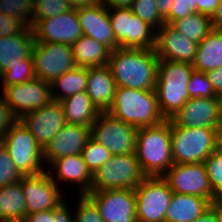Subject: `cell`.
<instances>
[{
  "mask_svg": "<svg viewBox=\"0 0 222 222\" xmlns=\"http://www.w3.org/2000/svg\"><path fill=\"white\" fill-rule=\"evenodd\" d=\"M170 25L182 35L198 44L213 29L210 17L199 12L191 13L184 18L177 19Z\"/></svg>",
  "mask_w": 222,
  "mask_h": 222,
  "instance_id": "obj_31",
  "label": "cell"
},
{
  "mask_svg": "<svg viewBox=\"0 0 222 222\" xmlns=\"http://www.w3.org/2000/svg\"><path fill=\"white\" fill-rule=\"evenodd\" d=\"M135 126L101 112L91 126V137L108 149L112 155L135 152L137 141Z\"/></svg>",
  "mask_w": 222,
  "mask_h": 222,
  "instance_id": "obj_10",
  "label": "cell"
},
{
  "mask_svg": "<svg viewBox=\"0 0 222 222\" xmlns=\"http://www.w3.org/2000/svg\"><path fill=\"white\" fill-rule=\"evenodd\" d=\"M194 222H219V219H218L217 213L215 212L213 207L210 206Z\"/></svg>",
  "mask_w": 222,
  "mask_h": 222,
  "instance_id": "obj_52",
  "label": "cell"
},
{
  "mask_svg": "<svg viewBox=\"0 0 222 222\" xmlns=\"http://www.w3.org/2000/svg\"><path fill=\"white\" fill-rule=\"evenodd\" d=\"M194 70L204 73L222 67V31L212 29L198 44L192 63Z\"/></svg>",
  "mask_w": 222,
  "mask_h": 222,
  "instance_id": "obj_28",
  "label": "cell"
},
{
  "mask_svg": "<svg viewBox=\"0 0 222 222\" xmlns=\"http://www.w3.org/2000/svg\"><path fill=\"white\" fill-rule=\"evenodd\" d=\"M107 113L136 128L155 126L166 120L160 111L155 90L117 86L113 104Z\"/></svg>",
  "mask_w": 222,
  "mask_h": 222,
  "instance_id": "obj_3",
  "label": "cell"
},
{
  "mask_svg": "<svg viewBox=\"0 0 222 222\" xmlns=\"http://www.w3.org/2000/svg\"><path fill=\"white\" fill-rule=\"evenodd\" d=\"M35 42L72 45L82 35L76 9H70L51 18L32 21Z\"/></svg>",
  "mask_w": 222,
  "mask_h": 222,
  "instance_id": "obj_14",
  "label": "cell"
},
{
  "mask_svg": "<svg viewBox=\"0 0 222 222\" xmlns=\"http://www.w3.org/2000/svg\"><path fill=\"white\" fill-rule=\"evenodd\" d=\"M206 75L214 88V92L222 97V67L206 72Z\"/></svg>",
  "mask_w": 222,
  "mask_h": 222,
  "instance_id": "obj_45",
  "label": "cell"
},
{
  "mask_svg": "<svg viewBox=\"0 0 222 222\" xmlns=\"http://www.w3.org/2000/svg\"><path fill=\"white\" fill-rule=\"evenodd\" d=\"M33 11L34 0H0V13L18 19L26 27H32Z\"/></svg>",
  "mask_w": 222,
  "mask_h": 222,
  "instance_id": "obj_34",
  "label": "cell"
},
{
  "mask_svg": "<svg viewBox=\"0 0 222 222\" xmlns=\"http://www.w3.org/2000/svg\"><path fill=\"white\" fill-rule=\"evenodd\" d=\"M162 177L173 193L195 195L210 201L216 198L204 163L173 164Z\"/></svg>",
  "mask_w": 222,
  "mask_h": 222,
  "instance_id": "obj_12",
  "label": "cell"
},
{
  "mask_svg": "<svg viewBox=\"0 0 222 222\" xmlns=\"http://www.w3.org/2000/svg\"><path fill=\"white\" fill-rule=\"evenodd\" d=\"M3 222H25V220H18V221H3Z\"/></svg>",
  "mask_w": 222,
  "mask_h": 222,
  "instance_id": "obj_55",
  "label": "cell"
},
{
  "mask_svg": "<svg viewBox=\"0 0 222 222\" xmlns=\"http://www.w3.org/2000/svg\"><path fill=\"white\" fill-rule=\"evenodd\" d=\"M158 12L160 16L165 20L171 13L172 6L174 5L175 0H156Z\"/></svg>",
  "mask_w": 222,
  "mask_h": 222,
  "instance_id": "obj_49",
  "label": "cell"
},
{
  "mask_svg": "<svg viewBox=\"0 0 222 222\" xmlns=\"http://www.w3.org/2000/svg\"><path fill=\"white\" fill-rule=\"evenodd\" d=\"M17 120L18 118L13 114L9 104L0 94V141Z\"/></svg>",
  "mask_w": 222,
  "mask_h": 222,
  "instance_id": "obj_42",
  "label": "cell"
},
{
  "mask_svg": "<svg viewBox=\"0 0 222 222\" xmlns=\"http://www.w3.org/2000/svg\"><path fill=\"white\" fill-rule=\"evenodd\" d=\"M195 12H197L196 0H175L171 13L165 19V23L171 24L173 21Z\"/></svg>",
  "mask_w": 222,
  "mask_h": 222,
  "instance_id": "obj_41",
  "label": "cell"
},
{
  "mask_svg": "<svg viewBox=\"0 0 222 222\" xmlns=\"http://www.w3.org/2000/svg\"><path fill=\"white\" fill-rule=\"evenodd\" d=\"M171 120L137 129L135 155L147 177L163 176L174 164L171 156Z\"/></svg>",
  "mask_w": 222,
  "mask_h": 222,
  "instance_id": "obj_2",
  "label": "cell"
},
{
  "mask_svg": "<svg viewBox=\"0 0 222 222\" xmlns=\"http://www.w3.org/2000/svg\"><path fill=\"white\" fill-rule=\"evenodd\" d=\"M26 219V199L21 183L0 187V222Z\"/></svg>",
  "mask_w": 222,
  "mask_h": 222,
  "instance_id": "obj_29",
  "label": "cell"
},
{
  "mask_svg": "<svg viewBox=\"0 0 222 222\" xmlns=\"http://www.w3.org/2000/svg\"><path fill=\"white\" fill-rule=\"evenodd\" d=\"M116 82L108 65L88 68L86 93L100 112H107L113 104Z\"/></svg>",
  "mask_w": 222,
  "mask_h": 222,
  "instance_id": "obj_23",
  "label": "cell"
},
{
  "mask_svg": "<svg viewBox=\"0 0 222 222\" xmlns=\"http://www.w3.org/2000/svg\"><path fill=\"white\" fill-rule=\"evenodd\" d=\"M211 206V201L195 195L173 193L165 222H194Z\"/></svg>",
  "mask_w": 222,
  "mask_h": 222,
  "instance_id": "obj_25",
  "label": "cell"
},
{
  "mask_svg": "<svg viewBox=\"0 0 222 222\" xmlns=\"http://www.w3.org/2000/svg\"><path fill=\"white\" fill-rule=\"evenodd\" d=\"M198 43L188 39L170 24L156 30L155 53L159 60L193 63Z\"/></svg>",
  "mask_w": 222,
  "mask_h": 222,
  "instance_id": "obj_19",
  "label": "cell"
},
{
  "mask_svg": "<svg viewBox=\"0 0 222 222\" xmlns=\"http://www.w3.org/2000/svg\"><path fill=\"white\" fill-rule=\"evenodd\" d=\"M19 182L26 199V215L51 210L65 201L62 190L47 171L22 176Z\"/></svg>",
  "mask_w": 222,
  "mask_h": 222,
  "instance_id": "obj_15",
  "label": "cell"
},
{
  "mask_svg": "<svg viewBox=\"0 0 222 222\" xmlns=\"http://www.w3.org/2000/svg\"><path fill=\"white\" fill-rule=\"evenodd\" d=\"M71 9L92 8L101 4V0H67Z\"/></svg>",
  "mask_w": 222,
  "mask_h": 222,
  "instance_id": "obj_48",
  "label": "cell"
},
{
  "mask_svg": "<svg viewBox=\"0 0 222 222\" xmlns=\"http://www.w3.org/2000/svg\"><path fill=\"white\" fill-rule=\"evenodd\" d=\"M218 145L222 146V115H221L220 125L218 129Z\"/></svg>",
  "mask_w": 222,
  "mask_h": 222,
  "instance_id": "obj_54",
  "label": "cell"
},
{
  "mask_svg": "<svg viewBox=\"0 0 222 222\" xmlns=\"http://www.w3.org/2000/svg\"><path fill=\"white\" fill-rule=\"evenodd\" d=\"M137 222H165L173 195L162 177H146L135 189Z\"/></svg>",
  "mask_w": 222,
  "mask_h": 222,
  "instance_id": "obj_9",
  "label": "cell"
},
{
  "mask_svg": "<svg viewBox=\"0 0 222 222\" xmlns=\"http://www.w3.org/2000/svg\"><path fill=\"white\" fill-rule=\"evenodd\" d=\"M75 65L84 68L108 65L111 50L97 40L82 35L72 45Z\"/></svg>",
  "mask_w": 222,
  "mask_h": 222,
  "instance_id": "obj_27",
  "label": "cell"
},
{
  "mask_svg": "<svg viewBox=\"0 0 222 222\" xmlns=\"http://www.w3.org/2000/svg\"><path fill=\"white\" fill-rule=\"evenodd\" d=\"M25 27L18 19L0 13V37L18 34Z\"/></svg>",
  "mask_w": 222,
  "mask_h": 222,
  "instance_id": "obj_43",
  "label": "cell"
},
{
  "mask_svg": "<svg viewBox=\"0 0 222 222\" xmlns=\"http://www.w3.org/2000/svg\"><path fill=\"white\" fill-rule=\"evenodd\" d=\"M25 222H56V218L53 217V209H51L26 215Z\"/></svg>",
  "mask_w": 222,
  "mask_h": 222,
  "instance_id": "obj_46",
  "label": "cell"
},
{
  "mask_svg": "<svg viewBox=\"0 0 222 222\" xmlns=\"http://www.w3.org/2000/svg\"><path fill=\"white\" fill-rule=\"evenodd\" d=\"M1 142L23 176L37 175L45 171L42 165L43 150L19 119L7 130Z\"/></svg>",
  "mask_w": 222,
  "mask_h": 222,
  "instance_id": "obj_7",
  "label": "cell"
},
{
  "mask_svg": "<svg viewBox=\"0 0 222 222\" xmlns=\"http://www.w3.org/2000/svg\"><path fill=\"white\" fill-rule=\"evenodd\" d=\"M187 90L190 98H222L214 92L206 73L193 70Z\"/></svg>",
  "mask_w": 222,
  "mask_h": 222,
  "instance_id": "obj_37",
  "label": "cell"
},
{
  "mask_svg": "<svg viewBox=\"0 0 222 222\" xmlns=\"http://www.w3.org/2000/svg\"><path fill=\"white\" fill-rule=\"evenodd\" d=\"M197 12L205 14L209 17L214 13L216 7L221 3V0H196Z\"/></svg>",
  "mask_w": 222,
  "mask_h": 222,
  "instance_id": "obj_47",
  "label": "cell"
},
{
  "mask_svg": "<svg viewBox=\"0 0 222 222\" xmlns=\"http://www.w3.org/2000/svg\"><path fill=\"white\" fill-rule=\"evenodd\" d=\"M81 156L92 175L104 166L112 157L111 152L90 137L81 152Z\"/></svg>",
  "mask_w": 222,
  "mask_h": 222,
  "instance_id": "obj_32",
  "label": "cell"
},
{
  "mask_svg": "<svg viewBox=\"0 0 222 222\" xmlns=\"http://www.w3.org/2000/svg\"><path fill=\"white\" fill-rule=\"evenodd\" d=\"M68 206L63 201L57 207L53 208V217L56 218V222H75L74 214L71 213Z\"/></svg>",
  "mask_w": 222,
  "mask_h": 222,
  "instance_id": "obj_44",
  "label": "cell"
},
{
  "mask_svg": "<svg viewBox=\"0 0 222 222\" xmlns=\"http://www.w3.org/2000/svg\"><path fill=\"white\" fill-rule=\"evenodd\" d=\"M218 129L177 127L171 121L173 163H203L218 146Z\"/></svg>",
  "mask_w": 222,
  "mask_h": 222,
  "instance_id": "obj_5",
  "label": "cell"
},
{
  "mask_svg": "<svg viewBox=\"0 0 222 222\" xmlns=\"http://www.w3.org/2000/svg\"><path fill=\"white\" fill-rule=\"evenodd\" d=\"M108 15L119 47L154 49L155 28L134 15L131 8H108Z\"/></svg>",
  "mask_w": 222,
  "mask_h": 222,
  "instance_id": "obj_8",
  "label": "cell"
},
{
  "mask_svg": "<svg viewBox=\"0 0 222 222\" xmlns=\"http://www.w3.org/2000/svg\"><path fill=\"white\" fill-rule=\"evenodd\" d=\"M70 9L67 0H34L32 21L51 18Z\"/></svg>",
  "mask_w": 222,
  "mask_h": 222,
  "instance_id": "obj_38",
  "label": "cell"
},
{
  "mask_svg": "<svg viewBox=\"0 0 222 222\" xmlns=\"http://www.w3.org/2000/svg\"><path fill=\"white\" fill-rule=\"evenodd\" d=\"M107 8H131L133 0H101Z\"/></svg>",
  "mask_w": 222,
  "mask_h": 222,
  "instance_id": "obj_51",
  "label": "cell"
},
{
  "mask_svg": "<svg viewBox=\"0 0 222 222\" xmlns=\"http://www.w3.org/2000/svg\"><path fill=\"white\" fill-rule=\"evenodd\" d=\"M98 207L104 222H137L134 189H111L86 194Z\"/></svg>",
  "mask_w": 222,
  "mask_h": 222,
  "instance_id": "obj_16",
  "label": "cell"
},
{
  "mask_svg": "<svg viewBox=\"0 0 222 222\" xmlns=\"http://www.w3.org/2000/svg\"><path fill=\"white\" fill-rule=\"evenodd\" d=\"M146 177L135 153L112 155L93 175L90 192L135 189Z\"/></svg>",
  "mask_w": 222,
  "mask_h": 222,
  "instance_id": "obj_6",
  "label": "cell"
},
{
  "mask_svg": "<svg viewBox=\"0 0 222 222\" xmlns=\"http://www.w3.org/2000/svg\"><path fill=\"white\" fill-rule=\"evenodd\" d=\"M87 81L88 68L76 66L74 69L61 74L51 83L52 100L60 102L73 94L86 91Z\"/></svg>",
  "mask_w": 222,
  "mask_h": 222,
  "instance_id": "obj_30",
  "label": "cell"
},
{
  "mask_svg": "<svg viewBox=\"0 0 222 222\" xmlns=\"http://www.w3.org/2000/svg\"><path fill=\"white\" fill-rule=\"evenodd\" d=\"M131 9L134 15H137L155 29H159L165 23L158 12L156 0H133Z\"/></svg>",
  "mask_w": 222,
  "mask_h": 222,
  "instance_id": "obj_36",
  "label": "cell"
},
{
  "mask_svg": "<svg viewBox=\"0 0 222 222\" xmlns=\"http://www.w3.org/2000/svg\"><path fill=\"white\" fill-rule=\"evenodd\" d=\"M22 176L13 163L8 150L0 141V187L18 183Z\"/></svg>",
  "mask_w": 222,
  "mask_h": 222,
  "instance_id": "obj_39",
  "label": "cell"
},
{
  "mask_svg": "<svg viewBox=\"0 0 222 222\" xmlns=\"http://www.w3.org/2000/svg\"><path fill=\"white\" fill-rule=\"evenodd\" d=\"M193 70L191 63L159 60L155 91L160 111L166 120L190 99L187 85Z\"/></svg>",
  "mask_w": 222,
  "mask_h": 222,
  "instance_id": "obj_4",
  "label": "cell"
},
{
  "mask_svg": "<svg viewBox=\"0 0 222 222\" xmlns=\"http://www.w3.org/2000/svg\"><path fill=\"white\" fill-rule=\"evenodd\" d=\"M211 206L217 213L219 222H222V196H217L214 200H212Z\"/></svg>",
  "mask_w": 222,
  "mask_h": 222,
  "instance_id": "obj_53",
  "label": "cell"
},
{
  "mask_svg": "<svg viewBox=\"0 0 222 222\" xmlns=\"http://www.w3.org/2000/svg\"><path fill=\"white\" fill-rule=\"evenodd\" d=\"M91 137V127L66 124L43 149V163L49 165L56 159L81 154L88 139Z\"/></svg>",
  "mask_w": 222,
  "mask_h": 222,
  "instance_id": "obj_20",
  "label": "cell"
},
{
  "mask_svg": "<svg viewBox=\"0 0 222 222\" xmlns=\"http://www.w3.org/2000/svg\"><path fill=\"white\" fill-rule=\"evenodd\" d=\"M2 91L3 98L18 119L52 101L51 83L39 78L7 86Z\"/></svg>",
  "mask_w": 222,
  "mask_h": 222,
  "instance_id": "obj_13",
  "label": "cell"
},
{
  "mask_svg": "<svg viewBox=\"0 0 222 222\" xmlns=\"http://www.w3.org/2000/svg\"><path fill=\"white\" fill-rule=\"evenodd\" d=\"M32 58L36 78L49 83L76 67L72 47L67 44L35 42Z\"/></svg>",
  "mask_w": 222,
  "mask_h": 222,
  "instance_id": "obj_11",
  "label": "cell"
},
{
  "mask_svg": "<svg viewBox=\"0 0 222 222\" xmlns=\"http://www.w3.org/2000/svg\"><path fill=\"white\" fill-rule=\"evenodd\" d=\"M77 16L83 35L97 40L111 51L120 48L112 30L108 8L105 5L101 3L92 8L77 9Z\"/></svg>",
  "mask_w": 222,
  "mask_h": 222,
  "instance_id": "obj_21",
  "label": "cell"
},
{
  "mask_svg": "<svg viewBox=\"0 0 222 222\" xmlns=\"http://www.w3.org/2000/svg\"><path fill=\"white\" fill-rule=\"evenodd\" d=\"M203 163L213 194L216 197L222 196V146L218 145Z\"/></svg>",
  "mask_w": 222,
  "mask_h": 222,
  "instance_id": "obj_35",
  "label": "cell"
},
{
  "mask_svg": "<svg viewBox=\"0 0 222 222\" xmlns=\"http://www.w3.org/2000/svg\"><path fill=\"white\" fill-rule=\"evenodd\" d=\"M66 124L91 127L101 113L86 91H81L60 101Z\"/></svg>",
  "mask_w": 222,
  "mask_h": 222,
  "instance_id": "obj_26",
  "label": "cell"
},
{
  "mask_svg": "<svg viewBox=\"0 0 222 222\" xmlns=\"http://www.w3.org/2000/svg\"><path fill=\"white\" fill-rule=\"evenodd\" d=\"M35 43L32 28L25 27L20 33L0 37V74L9 65L24 64L32 56Z\"/></svg>",
  "mask_w": 222,
  "mask_h": 222,
  "instance_id": "obj_24",
  "label": "cell"
},
{
  "mask_svg": "<svg viewBox=\"0 0 222 222\" xmlns=\"http://www.w3.org/2000/svg\"><path fill=\"white\" fill-rule=\"evenodd\" d=\"M212 28L222 31V0L210 17Z\"/></svg>",
  "mask_w": 222,
  "mask_h": 222,
  "instance_id": "obj_50",
  "label": "cell"
},
{
  "mask_svg": "<svg viewBox=\"0 0 222 222\" xmlns=\"http://www.w3.org/2000/svg\"><path fill=\"white\" fill-rule=\"evenodd\" d=\"M222 98H190L170 120L177 127L219 128Z\"/></svg>",
  "mask_w": 222,
  "mask_h": 222,
  "instance_id": "obj_17",
  "label": "cell"
},
{
  "mask_svg": "<svg viewBox=\"0 0 222 222\" xmlns=\"http://www.w3.org/2000/svg\"><path fill=\"white\" fill-rule=\"evenodd\" d=\"M19 120L35 137L37 144L42 150L60 129L66 125L61 103L53 100L40 109L26 113Z\"/></svg>",
  "mask_w": 222,
  "mask_h": 222,
  "instance_id": "obj_18",
  "label": "cell"
},
{
  "mask_svg": "<svg viewBox=\"0 0 222 222\" xmlns=\"http://www.w3.org/2000/svg\"><path fill=\"white\" fill-rule=\"evenodd\" d=\"M159 58L155 49L118 48L110 52L108 66L118 87L155 90Z\"/></svg>",
  "mask_w": 222,
  "mask_h": 222,
  "instance_id": "obj_1",
  "label": "cell"
},
{
  "mask_svg": "<svg viewBox=\"0 0 222 222\" xmlns=\"http://www.w3.org/2000/svg\"><path fill=\"white\" fill-rule=\"evenodd\" d=\"M49 166H52L51 171L55 168L56 178L52 176L55 173H49L55 183L66 181L80 185V192L78 193L80 195L90 192L93 175L88 170L81 154L58 158Z\"/></svg>",
  "mask_w": 222,
  "mask_h": 222,
  "instance_id": "obj_22",
  "label": "cell"
},
{
  "mask_svg": "<svg viewBox=\"0 0 222 222\" xmlns=\"http://www.w3.org/2000/svg\"><path fill=\"white\" fill-rule=\"evenodd\" d=\"M2 89L13 84L25 83L36 78L33 58L24 59V64L9 65L8 68L0 74Z\"/></svg>",
  "mask_w": 222,
  "mask_h": 222,
  "instance_id": "obj_33",
  "label": "cell"
},
{
  "mask_svg": "<svg viewBox=\"0 0 222 222\" xmlns=\"http://www.w3.org/2000/svg\"><path fill=\"white\" fill-rule=\"evenodd\" d=\"M77 210L74 212L75 222H104L96 204L86 195L78 196Z\"/></svg>",
  "mask_w": 222,
  "mask_h": 222,
  "instance_id": "obj_40",
  "label": "cell"
}]
</instances>
